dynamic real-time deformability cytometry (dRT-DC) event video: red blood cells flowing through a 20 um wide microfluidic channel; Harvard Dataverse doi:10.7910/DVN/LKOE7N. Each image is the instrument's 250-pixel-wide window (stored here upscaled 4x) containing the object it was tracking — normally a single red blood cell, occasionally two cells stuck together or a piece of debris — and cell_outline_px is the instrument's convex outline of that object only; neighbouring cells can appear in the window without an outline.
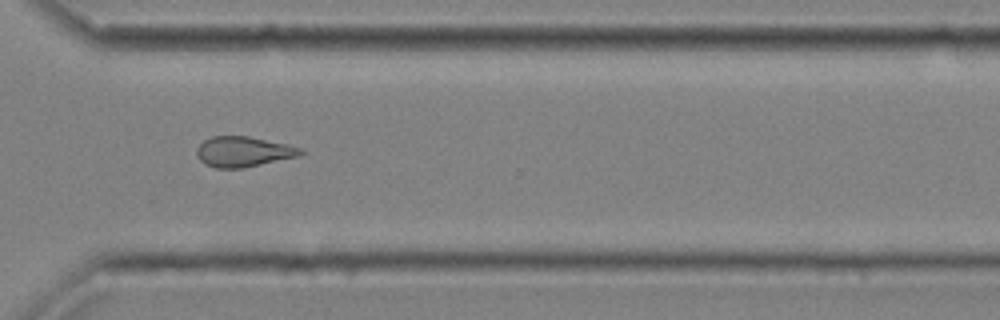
{"species": "common noctule bat (a hibernating species)", "species_latin": "Nyctalus noctula", "temperature_condition": "cold", "stored_images_in_passage": 35, "segment_of_instrument_passage": [2, 2], "camera_frame_rate_fps": 3000, "um_per_image_px": 0.085, "animal": {"sex": "male", "body_mass_g": 20.4}, "frame": {"image": 1, "passage_image": 33, "time_ms": 10.667, "image_size_px": [1000, 320], "cell_outline_px": [[216, 212], [196, 216], [148, 216], [136, 212], [148, 196], [208, 196], [216, 208]], "centroid_in_image_um": [15.03, 17.52], "position_along_channel_um": 355.6, "area_um2": 10.06}}